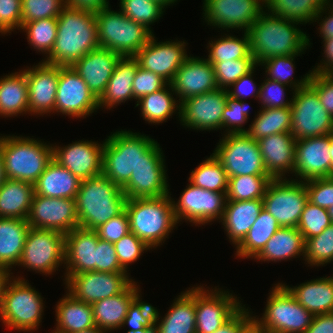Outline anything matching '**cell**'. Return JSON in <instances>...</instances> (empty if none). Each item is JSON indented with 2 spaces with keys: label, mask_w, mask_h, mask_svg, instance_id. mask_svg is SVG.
I'll return each mask as SVG.
<instances>
[{
  "label": "cell",
  "mask_w": 333,
  "mask_h": 333,
  "mask_svg": "<svg viewBox=\"0 0 333 333\" xmlns=\"http://www.w3.org/2000/svg\"><path fill=\"white\" fill-rule=\"evenodd\" d=\"M98 47L100 45L95 12L66 6L57 17L54 47L43 62L71 66Z\"/></svg>",
  "instance_id": "cell-1"
},
{
  "label": "cell",
  "mask_w": 333,
  "mask_h": 333,
  "mask_svg": "<svg viewBox=\"0 0 333 333\" xmlns=\"http://www.w3.org/2000/svg\"><path fill=\"white\" fill-rule=\"evenodd\" d=\"M298 24L264 10L246 31L255 63L259 66L271 57L303 54L312 43L306 32L297 27Z\"/></svg>",
  "instance_id": "cell-2"
},
{
  "label": "cell",
  "mask_w": 333,
  "mask_h": 333,
  "mask_svg": "<svg viewBox=\"0 0 333 333\" xmlns=\"http://www.w3.org/2000/svg\"><path fill=\"white\" fill-rule=\"evenodd\" d=\"M122 188L103 174L81 180L76 195L79 227L96 230L125 209Z\"/></svg>",
  "instance_id": "cell-3"
},
{
  "label": "cell",
  "mask_w": 333,
  "mask_h": 333,
  "mask_svg": "<svg viewBox=\"0 0 333 333\" xmlns=\"http://www.w3.org/2000/svg\"><path fill=\"white\" fill-rule=\"evenodd\" d=\"M130 232L141 239L151 250L163 245L178 224L171 196L126 199Z\"/></svg>",
  "instance_id": "cell-4"
},
{
  "label": "cell",
  "mask_w": 333,
  "mask_h": 333,
  "mask_svg": "<svg viewBox=\"0 0 333 333\" xmlns=\"http://www.w3.org/2000/svg\"><path fill=\"white\" fill-rule=\"evenodd\" d=\"M52 145L30 137L0 136L6 179L34 184L53 159Z\"/></svg>",
  "instance_id": "cell-5"
},
{
  "label": "cell",
  "mask_w": 333,
  "mask_h": 333,
  "mask_svg": "<svg viewBox=\"0 0 333 333\" xmlns=\"http://www.w3.org/2000/svg\"><path fill=\"white\" fill-rule=\"evenodd\" d=\"M145 134L122 130L104 140L102 174L123 188L139 165L142 155L155 143Z\"/></svg>",
  "instance_id": "cell-6"
},
{
  "label": "cell",
  "mask_w": 333,
  "mask_h": 333,
  "mask_svg": "<svg viewBox=\"0 0 333 333\" xmlns=\"http://www.w3.org/2000/svg\"><path fill=\"white\" fill-rule=\"evenodd\" d=\"M110 7L95 12L99 45L121 57H134L149 42L153 32Z\"/></svg>",
  "instance_id": "cell-7"
},
{
  "label": "cell",
  "mask_w": 333,
  "mask_h": 333,
  "mask_svg": "<svg viewBox=\"0 0 333 333\" xmlns=\"http://www.w3.org/2000/svg\"><path fill=\"white\" fill-rule=\"evenodd\" d=\"M41 294L26 279L14 277L8 282L2 304L0 319L8 329L30 332L39 329L44 313Z\"/></svg>",
  "instance_id": "cell-8"
},
{
  "label": "cell",
  "mask_w": 333,
  "mask_h": 333,
  "mask_svg": "<svg viewBox=\"0 0 333 333\" xmlns=\"http://www.w3.org/2000/svg\"><path fill=\"white\" fill-rule=\"evenodd\" d=\"M267 299L262 318H253L269 333H304L311 325L314 315L282 283L272 287Z\"/></svg>",
  "instance_id": "cell-9"
},
{
  "label": "cell",
  "mask_w": 333,
  "mask_h": 333,
  "mask_svg": "<svg viewBox=\"0 0 333 333\" xmlns=\"http://www.w3.org/2000/svg\"><path fill=\"white\" fill-rule=\"evenodd\" d=\"M290 133L296 140L333 133V117L319 101L317 92L307 84L292 92Z\"/></svg>",
  "instance_id": "cell-10"
},
{
  "label": "cell",
  "mask_w": 333,
  "mask_h": 333,
  "mask_svg": "<svg viewBox=\"0 0 333 333\" xmlns=\"http://www.w3.org/2000/svg\"><path fill=\"white\" fill-rule=\"evenodd\" d=\"M65 261V234L56 230L29 229L18 266L36 273L54 274Z\"/></svg>",
  "instance_id": "cell-11"
},
{
  "label": "cell",
  "mask_w": 333,
  "mask_h": 333,
  "mask_svg": "<svg viewBox=\"0 0 333 333\" xmlns=\"http://www.w3.org/2000/svg\"><path fill=\"white\" fill-rule=\"evenodd\" d=\"M213 152L222 163L228 177L269 176L257 141L247 133L224 134Z\"/></svg>",
  "instance_id": "cell-12"
},
{
  "label": "cell",
  "mask_w": 333,
  "mask_h": 333,
  "mask_svg": "<svg viewBox=\"0 0 333 333\" xmlns=\"http://www.w3.org/2000/svg\"><path fill=\"white\" fill-rule=\"evenodd\" d=\"M308 201L305 182L298 179H273L263 196V208L281 227L297 228Z\"/></svg>",
  "instance_id": "cell-13"
},
{
  "label": "cell",
  "mask_w": 333,
  "mask_h": 333,
  "mask_svg": "<svg viewBox=\"0 0 333 333\" xmlns=\"http://www.w3.org/2000/svg\"><path fill=\"white\" fill-rule=\"evenodd\" d=\"M156 141L143 155L132 172L129 182L122 188L127 199L154 198L170 194L165 157Z\"/></svg>",
  "instance_id": "cell-14"
},
{
  "label": "cell",
  "mask_w": 333,
  "mask_h": 333,
  "mask_svg": "<svg viewBox=\"0 0 333 333\" xmlns=\"http://www.w3.org/2000/svg\"><path fill=\"white\" fill-rule=\"evenodd\" d=\"M64 275L66 291L76 300L91 305L122 293L134 281L129 278L128 272L90 271Z\"/></svg>",
  "instance_id": "cell-15"
},
{
  "label": "cell",
  "mask_w": 333,
  "mask_h": 333,
  "mask_svg": "<svg viewBox=\"0 0 333 333\" xmlns=\"http://www.w3.org/2000/svg\"><path fill=\"white\" fill-rule=\"evenodd\" d=\"M186 187L177 202L172 199L178 223L184 219L201 226L215 220L221 221L227 201L226 193L206 190L192 183Z\"/></svg>",
  "instance_id": "cell-16"
},
{
  "label": "cell",
  "mask_w": 333,
  "mask_h": 333,
  "mask_svg": "<svg viewBox=\"0 0 333 333\" xmlns=\"http://www.w3.org/2000/svg\"><path fill=\"white\" fill-rule=\"evenodd\" d=\"M213 289L195 287L196 333H213L243 306L230 291Z\"/></svg>",
  "instance_id": "cell-17"
},
{
  "label": "cell",
  "mask_w": 333,
  "mask_h": 333,
  "mask_svg": "<svg viewBox=\"0 0 333 333\" xmlns=\"http://www.w3.org/2000/svg\"><path fill=\"white\" fill-rule=\"evenodd\" d=\"M262 0H203V18L220 30L247 31L265 10Z\"/></svg>",
  "instance_id": "cell-18"
},
{
  "label": "cell",
  "mask_w": 333,
  "mask_h": 333,
  "mask_svg": "<svg viewBox=\"0 0 333 333\" xmlns=\"http://www.w3.org/2000/svg\"><path fill=\"white\" fill-rule=\"evenodd\" d=\"M99 109L98 99L71 66H59L55 112L86 118Z\"/></svg>",
  "instance_id": "cell-19"
},
{
  "label": "cell",
  "mask_w": 333,
  "mask_h": 333,
  "mask_svg": "<svg viewBox=\"0 0 333 333\" xmlns=\"http://www.w3.org/2000/svg\"><path fill=\"white\" fill-rule=\"evenodd\" d=\"M27 221L31 228L56 230L67 234L79 227L76 201L34 194Z\"/></svg>",
  "instance_id": "cell-20"
},
{
  "label": "cell",
  "mask_w": 333,
  "mask_h": 333,
  "mask_svg": "<svg viewBox=\"0 0 333 333\" xmlns=\"http://www.w3.org/2000/svg\"><path fill=\"white\" fill-rule=\"evenodd\" d=\"M228 92L216 89L180 102V124L199 131L221 130Z\"/></svg>",
  "instance_id": "cell-21"
},
{
  "label": "cell",
  "mask_w": 333,
  "mask_h": 333,
  "mask_svg": "<svg viewBox=\"0 0 333 333\" xmlns=\"http://www.w3.org/2000/svg\"><path fill=\"white\" fill-rule=\"evenodd\" d=\"M154 34L149 42L134 56L139 67L160 75L170 83L177 70L189 57L186 51L187 42H157Z\"/></svg>",
  "instance_id": "cell-22"
},
{
  "label": "cell",
  "mask_w": 333,
  "mask_h": 333,
  "mask_svg": "<svg viewBox=\"0 0 333 333\" xmlns=\"http://www.w3.org/2000/svg\"><path fill=\"white\" fill-rule=\"evenodd\" d=\"M330 140L331 134L296 140L293 175L298 181L331 177Z\"/></svg>",
  "instance_id": "cell-23"
},
{
  "label": "cell",
  "mask_w": 333,
  "mask_h": 333,
  "mask_svg": "<svg viewBox=\"0 0 333 333\" xmlns=\"http://www.w3.org/2000/svg\"><path fill=\"white\" fill-rule=\"evenodd\" d=\"M53 159L80 180L102 174L104 142L79 140L65 147L52 145Z\"/></svg>",
  "instance_id": "cell-24"
},
{
  "label": "cell",
  "mask_w": 333,
  "mask_h": 333,
  "mask_svg": "<svg viewBox=\"0 0 333 333\" xmlns=\"http://www.w3.org/2000/svg\"><path fill=\"white\" fill-rule=\"evenodd\" d=\"M29 95V113L41 115L55 112V101L59 79V66L43 61L26 69ZM43 114V115H42Z\"/></svg>",
  "instance_id": "cell-25"
},
{
  "label": "cell",
  "mask_w": 333,
  "mask_h": 333,
  "mask_svg": "<svg viewBox=\"0 0 333 333\" xmlns=\"http://www.w3.org/2000/svg\"><path fill=\"white\" fill-rule=\"evenodd\" d=\"M178 101L218 89L213 65L206 58L189 56L170 82Z\"/></svg>",
  "instance_id": "cell-26"
},
{
  "label": "cell",
  "mask_w": 333,
  "mask_h": 333,
  "mask_svg": "<svg viewBox=\"0 0 333 333\" xmlns=\"http://www.w3.org/2000/svg\"><path fill=\"white\" fill-rule=\"evenodd\" d=\"M120 58L121 56L112 50L98 47L74 62L71 67L83 78L90 91L99 99L104 93Z\"/></svg>",
  "instance_id": "cell-27"
},
{
  "label": "cell",
  "mask_w": 333,
  "mask_h": 333,
  "mask_svg": "<svg viewBox=\"0 0 333 333\" xmlns=\"http://www.w3.org/2000/svg\"><path fill=\"white\" fill-rule=\"evenodd\" d=\"M262 161L272 179H287L293 174L296 139L291 133H277L257 141Z\"/></svg>",
  "instance_id": "cell-28"
},
{
  "label": "cell",
  "mask_w": 333,
  "mask_h": 333,
  "mask_svg": "<svg viewBox=\"0 0 333 333\" xmlns=\"http://www.w3.org/2000/svg\"><path fill=\"white\" fill-rule=\"evenodd\" d=\"M98 244L96 230L76 227L65 234L64 274L95 271V248Z\"/></svg>",
  "instance_id": "cell-29"
},
{
  "label": "cell",
  "mask_w": 333,
  "mask_h": 333,
  "mask_svg": "<svg viewBox=\"0 0 333 333\" xmlns=\"http://www.w3.org/2000/svg\"><path fill=\"white\" fill-rule=\"evenodd\" d=\"M135 282L133 281L122 293L92 304L93 319L98 329L104 332L121 329L129 306L141 295Z\"/></svg>",
  "instance_id": "cell-30"
},
{
  "label": "cell",
  "mask_w": 333,
  "mask_h": 333,
  "mask_svg": "<svg viewBox=\"0 0 333 333\" xmlns=\"http://www.w3.org/2000/svg\"><path fill=\"white\" fill-rule=\"evenodd\" d=\"M262 209L263 199L226 201L220 222L227 233L226 236L234 246L244 239Z\"/></svg>",
  "instance_id": "cell-31"
},
{
  "label": "cell",
  "mask_w": 333,
  "mask_h": 333,
  "mask_svg": "<svg viewBox=\"0 0 333 333\" xmlns=\"http://www.w3.org/2000/svg\"><path fill=\"white\" fill-rule=\"evenodd\" d=\"M282 285L313 315L333 312V276L320 277L294 287Z\"/></svg>",
  "instance_id": "cell-32"
},
{
  "label": "cell",
  "mask_w": 333,
  "mask_h": 333,
  "mask_svg": "<svg viewBox=\"0 0 333 333\" xmlns=\"http://www.w3.org/2000/svg\"><path fill=\"white\" fill-rule=\"evenodd\" d=\"M159 315L157 310L155 326L158 333H196L195 287L178 295L165 317Z\"/></svg>",
  "instance_id": "cell-33"
},
{
  "label": "cell",
  "mask_w": 333,
  "mask_h": 333,
  "mask_svg": "<svg viewBox=\"0 0 333 333\" xmlns=\"http://www.w3.org/2000/svg\"><path fill=\"white\" fill-rule=\"evenodd\" d=\"M80 183L81 180L78 177L52 159L33 184L34 194L51 198L75 199Z\"/></svg>",
  "instance_id": "cell-34"
},
{
  "label": "cell",
  "mask_w": 333,
  "mask_h": 333,
  "mask_svg": "<svg viewBox=\"0 0 333 333\" xmlns=\"http://www.w3.org/2000/svg\"><path fill=\"white\" fill-rule=\"evenodd\" d=\"M138 66L134 57L120 58L104 93L98 99L99 108L111 109L129 99L133 100L132 85Z\"/></svg>",
  "instance_id": "cell-35"
},
{
  "label": "cell",
  "mask_w": 333,
  "mask_h": 333,
  "mask_svg": "<svg viewBox=\"0 0 333 333\" xmlns=\"http://www.w3.org/2000/svg\"><path fill=\"white\" fill-rule=\"evenodd\" d=\"M305 256V240L295 227H281L254 258L256 261L281 262L282 260ZM298 256V257H297Z\"/></svg>",
  "instance_id": "cell-36"
},
{
  "label": "cell",
  "mask_w": 333,
  "mask_h": 333,
  "mask_svg": "<svg viewBox=\"0 0 333 333\" xmlns=\"http://www.w3.org/2000/svg\"><path fill=\"white\" fill-rule=\"evenodd\" d=\"M29 95L26 69L0 78V116L29 114Z\"/></svg>",
  "instance_id": "cell-37"
},
{
  "label": "cell",
  "mask_w": 333,
  "mask_h": 333,
  "mask_svg": "<svg viewBox=\"0 0 333 333\" xmlns=\"http://www.w3.org/2000/svg\"><path fill=\"white\" fill-rule=\"evenodd\" d=\"M29 229L26 219L0 217V266L12 270L19 263Z\"/></svg>",
  "instance_id": "cell-38"
},
{
  "label": "cell",
  "mask_w": 333,
  "mask_h": 333,
  "mask_svg": "<svg viewBox=\"0 0 333 333\" xmlns=\"http://www.w3.org/2000/svg\"><path fill=\"white\" fill-rule=\"evenodd\" d=\"M56 304V328L61 333H74L96 327L91 304L76 300L66 292Z\"/></svg>",
  "instance_id": "cell-39"
},
{
  "label": "cell",
  "mask_w": 333,
  "mask_h": 333,
  "mask_svg": "<svg viewBox=\"0 0 333 333\" xmlns=\"http://www.w3.org/2000/svg\"><path fill=\"white\" fill-rule=\"evenodd\" d=\"M33 195V184L6 179L0 187V217L27 220Z\"/></svg>",
  "instance_id": "cell-40"
},
{
  "label": "cell",
  "mask_w": 333,
  "mask_h": 333,
  "mask_svg": "<svg viewBox=\"0 0 333 333\" xmlns=\"http://www.w3.org/2000/svg\"><path fill=\"white\" fill-rule=\"evenodd\" d=\"M173 92V93H172ZM175 91L170 83L157 92L142 96L137 100L135 107H139L143 119L148 123H163L178 111L180 117V102L174 98ZM175 112V113H174Z\"/></svg>",
  "instance_id": "cell-41"
},
{
  "label": "cell",
  "mask_w": 333,
  "mask_h": 333,
  "mask_svg": "<svg viewBox=\"0 0 333 333\" xmlns=\"http://www.w3.org/2000/svg\"><path fill=\"white\" fill-rule=\"evenodd\" d=\"M281 228L276 219L264 208L244 239L235 247L239 258H255L270 238Z\"/></svg>",
  "instance_id": "cell-42"
},
{
  "label": "cell",
  "mask_w": 333,
  "mask_h": 333,
  "mask_svg": "<svg viewBox=\"0 0 333 333\" xmlns=\"http://www.w3.org/2000/svg\"><path fill=\"white\" fill-rule=\"evenodd\" d=\"M247 129V134L258 141L277 133H290L291 107L260 109Z\"/></svg>",
  "instance_id": "cell-43"
},
{
  "label": "cell",
  "mask_w": 333,
  "mask_h": 333,
  "mask_svg": "<svg viewBox=\"0 0 333 333\" xmlns=\"http://www.w3.org/2000/svg\"><path fill=\"white\" fill-rule=\"evenodd\" d=\"M265 8L281 19L303 25L314 22L316 14L322 7L314 0H268Z\"/></svg>",
  "instance_id": "cell-44"
},
{
  "label": "cell",
  "mask_w": 333,
  "mask_h": 333,
  "mask_svg": "<svg viewBox=\"0 0 333 333\" xmlns=\"http://www.w3.org/2000/svg\"><path fill=\"white\" fill-rule=\"evenodd\" d=\"M189 182L193 185L213 192H227L229 177L222 163L212 153L191 171Z\"/></svg>",
  "instance_id": "cell-45"
},
{
  "label": "cell",
  "mask_w": 333,
  "mask_h": 333,
  "mask_svg": "<svg viewBox=\"0 0 333 333\" xmlns=\"http://www.w3.org/2000/svg\"><path fill=\"white\" fill-rule=\"evenodd\" d=\"M242 33L244 34L241 38L225 33V36L209 41L207 46L209 55L206 59L209 62H225L247 58L251 54L249 36L245 31Z\"/></svg>",
  "instance_id": "cell-46"
},
{
  "label": "cell",
  "mask_w": 333,
  "mask_h": 333,
  "mask_svg": "<svg viewBox=\"0 0 333 333\" xmlns=\"http://www.w3.org/2000/svg\"><path fill=\"white\" fill-rule=\"evenodd\" d=\"M301 54L275 56L262 61L259 66L265 68V75L267 79L278 81L279 83L289 86L292 91H296L299 88L305 87L309 83L311 71L301 77L300 80H294V68H295V57ZM294 62V63H293ZM293 79V80H292Z\"/></svg>",
  "instance_id": "cell-47"
},
{
  "label": "cell",
  "mask_w": 333,
  "mask_h": 333,
  "mask_svg": "<svg viewBox=\"0 0 333 333\" xmlns=\"http://www.w3.org/2000/svg\"><path fill=\"white\" fill-rule=\"evenodd\" d=\"M270 176L240 175L229 177L226 192L227 201H247L263 199Z\"/></svg>",
  "instance_id": "cell-48"
},
{
  "label": "cell",
  "mask_w": 333,
  "mask_h": 333,
  "mask_svg": "<svg viewBox=\"0 0 333 333\" xmlns=\"http://www.w3.org/2000/svg\"><path fill=\"white\" fill-rule=\"evenodd\" d=\"M30 46L47 56L51 53L57 37V18L38 19L22 24Z\"/></svg>",
  "instance_id": "cell-49"
},
{
  "label": "cell",
  "mask_w": 333,
  "mask_h": 333,
  "mask_svg": "<svg viewBox=\"0 0 333 333\" xmlns=\"http://www.w3.org/2000/svg\"><path fill=\"white\" fill-rule=\"evenodd\" d=\"M120 11L152 32L151 24L162 17L166 9L156 0H120Z\"/></svg>",
  "instance_id": "cell-50"
},
{
  "label": "cell",
  "mask_w": 333,
  "mask_h": 333,
  "mask_svg": "<svg viewBox=\"0 0 333 333\" xmlns=\"http://www.w3.org/2000/svg\"><path fill=\"white\" fill-rule=\"evenodd\" d=\"M304 260L308 266H323L333 262V223L305 241Z\"/></svg>",
  "instance_id": "cell-51"
},
{
  "label": "cell",
  "mask_w": 333,
  "mask_h": 333,
  "mask_svg": "<svg viewBox=\"0 0 333 333\" xmlns=\"http://www.w3.org/2000/svg\"><path fill=\"white\" fill-rule=\"evenodd\" d=\"M210 63L213 65L218 88L226 90L257 65L251 54L247 58Z\"/></svg>",
  "instance_id": "cell-52"
},
{
  "label": "cell",
  "mask_w": 333,
  "mask_h": 333,
  "mask_svg": "<svg viewBox=\"0 0 333 333\" xmlns=\"http://www.w3.org/2000/svg\"><path fill=\"white\" fill-rule=\"evenodd\" d=\"M332 224L328 209L319 207L307 201L297 229L303 235L304 240L316 236Z\"/></svg>",
  "instance_id": "cell-53"
},
{
  "label": "cell",
  "mask_w": 333,
  "mask_h": 333,
  "mask_svg": "<svg viewBox=\"0 0 333 333\" xmlns=\"http://www.w3.org/2000/svg\"><path fill=\"white\" fill-rule=\"evenodd\" d=\"M245 102L246 100L241 101L227 96L221 127V130L225 129V134L247 133V130L242 128L249 119V107Z\"/></svg>",
  "instance_id": "cell-54"
},
{
  "label": "cell",
  "mask_w": 333,
  "mask_h": 333,
  "mask_svg": "<svg viewBox=\"0 0 333 333\" xmlns=\"http://www.w3.org/2000/svg\"><path fill=\"white\" fill-rule=\"evenodd\" d=\"M66 0H22L21 25L38 19L57 18Z\"/></svg>",
  "instance_id": "cell-55"
},
{
  "label": "cell",
  "mask_w": 333,
  "mask_h": 333,
  "mask_svg": "<svg viewBox=\"0 0 333 333\" xmlns=\"http://www.w3.org/2000/svg\"><path fill=\"white\" fill-rule=\"evenodd\" d=\"M142 296H138L129 306L127 315L124 318L122 327L129 325V330L151 328L155 325L157 309L150 303L142 301Z\"/></svg>",
  "instance_id": "cell-56"
},
{
  "label": "cell",
  "mask_w": 333,
  "mask_h": 333,
  "mask_svg": "<svg viewBox=\"0 0 333 333\" xmlns=\"http://www.w3.org/2000/svg\"><path fill=\"white\" fill-rule=\"evenodd\" d=\"M118 261L121 267L126 271L129 264L134 263L142 256L144 251L150 248L132 232L127 233L119 241L114 243Z\"/></svg>",
  "instance_id": "cell-57"
},
{
  "label": "cell",
  "mask_w": 333,
  "mask_h": 333,
  "mask_svg": "<svg viewBox=\"0 0 333 333\" xmlns=\"http://www.w3.org/2000/svg\"><path fill=\"white\" fill-rule=\"evenodd\" d=\"M259 87L258 100L262 103L261 109L291 107L292 98L289 101L284 98L286 95L285 87H288L285 84L265 78Z\"/></svg>",
  "instance_id": "cell-58"
},
{
  "label": "cell",
  "mask_w": 333,
  "mask_h": 333,
  "mask_svg": "<svg viewBox=\"0 0 333 333\" xmlns=\"http://www.w3.org/2000/svg\"><path fill=\"white\" fill-rule=\"evenodd\" d=\"M304 182L309 202L324 209L333 206V177L316 178Z\"/></svg>",
  "instance_id": "cell-59"
},
{
  "label": "cell",
  "mask_w": 333,
  "mask_h": 333,
  "mask_svg": "<svg viewBox=\"0 0 333 333\" xmlns=\"http://www.w3.org/2000/svg\"><path fill=\"white\" fill-rule=\"evenodd\" d=\"M168 82L154 72L137 67L133 80V99L138 100L144 95L157 92L164 88Z\"/></svg>",
  "instance_id": "cell-60"
},
{
  "label": "cell",
  "mask_w": 333,
  "mask_h": 333,
  "mask_svg": "<svg viewBox=\"0 0 333 333\" xmlns=\"http://www.w3.org/2000/svg\"><path fill=\"white\" fill-rule=\"evenodd\" d=\"M95 271L100 272H126L120 265L113 243L100 239L95 248Z\"/></svg>",
  "instance_id": "cell-61"
},
{
  "label": "cell",
  "mask_w": 333,
  "mask_h": 333,
  "mask_svg": "<svg viewBox=\"0 0 333 333\" xmlns=\"http://www.w3.org/2000/svg\"><path fill=\"white\" fill-rule=\"evenodd\" d=\"M22 0H0V33L21 30Z\"/></svg>",
  "instance_id": "cell-62"
},
{
  "label": "cell",
  "mask_w": 333,
  "mask_h": 333,
  "mask_svg": "<svg viewBox=\"0 0 333 333\" xmlns=\"http://www.w3.org/2000/svg\"><path fill=\"white\" fill-rule=\"evenodd\" d=\"M98 237L105 241L115 243L130 232L129 216L124 209L120 214L112 217L96 229Z\"/></svg>",
  "instance_id": "cell-63"
},
{
  "label": "cell",
  "mask_w": 333,
  "mask_h": 333,
  "mask_svg": "<svg viewBox=\"0 0 333 333\" xmlns=\"http://www.w3.org/2000/svg\"><path fill=\"white\" fill-rule=\"evenodd\" d=\"M308 84L317 92L320 103L333 117V82L322 73H311Z\"/></svg>",
  "instance_id": "cell-64"
},
{
  "label": "cell",
  "mask_w": 333,
  "mask_h": 333,
  "mask_svg": "<svg viewBox=\"0 0 333 333\" xmlns=\"http://www.w3.org/2000/svg\"><path fill=\"white\" fill-rule=\"evenodd\" d=\"M258 67L256 65L250 72L246 75H243L240 79L234 82L230 87L227 89L228 96L233 99L244 101L246 97L253 96L255 99L259 98V91L260 87L256 88L257 85L253 80L254 71Z\"/></svg>",
  "instance_id": "cell-65"
},
{
  "label": "cell",
  "mask_w": 333,
  "mask_h": 333,
  "mask_svg": "<svg viewBox=\"0 0 333 333\" xmlns=\"http://www.w3.org/2000/svg\"><path fill=\"white\" fill-rule=\"evenodd\" d=\"M250 310L243 305L228 321L213 333H240L241 329L253 318Z\"/></svg>",
  "instance_id": "cell-66"
},
{
  "label": "cell",
  "mask_w": 333,
  "mask_h": 333,
  "mask_svg": "<svg viewBox=\"0 0 333 333\" xmlns=\"http://www.w3.org/2000/svg\"><path fill=\"white\" fill-rule=\"evenodd\" d=\"M330 8V10H329ZM329 12H328V11ZM328 12V13H326ZM323 13L329 14L328 16H324L322 19ZM321 18V19H320ZM317 20V21H316ZM322 20V21H321ZM314 21L319 23L320 27H318L319 32H320V37L322 39H329L333 38V2L329 5L323 6L320 11L316 14ZM320 21V22H318Z\"/></svg>",
  "instance_id": "cell-67"
},
{
  "label": "cell",
  "mask_w": 333,
  "mask_h": 333,
  "mask_svg": "<svg viewBox=\"0 0 333 333\" xmlns=\"http://www.w3.org/2000/svg\"><path fill=\"white\" fill-rule=\"evenodd\" d=\"M304 333H333V312L314 315L311 325Z\"/></svg>",
  "instance_id": "cell-68"
},
{
  "label": "cell",
  "mask_w": 333,
  "mask_h": 333,
  "mask_svg": "<svg viewBox=\"0 0 333 333\" xmlns=\"http://www.w3.org/2000/svg\"><path fill=\"white\" fill-rule=\"evenodd\" d=\"M323 46H324V53L325 56L323 55L324 58H322L323 61H320L317 65V67L313 68L311 73H322L324 74L332 65H333V38L329 39H323Z\"/></svg>",
  "instance_id": "cell-69"
},
{
  "label": "cell",
  "mask_w": 333,
  "mask_h": 333,
  "mask_svg": "<svg viewBox=\"0 0 333 333\" xmlns=\"http://www.w3.org/2000/svg\"><path fill=\"white\" fill-rule=\"evenodd\" d=\"M66 5L76 9L96 12L109 7V0H66Z\"/></svg>",
  "instance_id": "cell-70"
},
{
  "label": "cell",
  "mask_w": 333,
  "mask_h": 333,
  "mask_svg": "<svg viewBox=\"0 0 333 333\" xmlns=\"http://www.w3.org/2000/svg\"><path fill=\"white\" fill-rule=\"evenodd\" d=\"M11 270L0 266V306L3 301L4 293L8 282L12 279Z\"/></svg>",
  "instance_id": "cell-71"
},
{
  "label": "cell",
  "mask_w": 333,
  "mask_h": 333,
  "mask_svg": "<svg viewBox=\"0 0 333 333\" xmlns=\"http://www.w3.org/2000/svg\"><path fill=\"white\" fill-rule=\"evenodd\" d=\"M240 333H269L254 318H252L240 331Z\"/></svg>",
  "instance_id": "cell-72"
},
{
  "label": "cell",
  "mask_w": 333,
  "mask_h": 333,
  "mask_svg": "<svg viewBox=\"0 0 333 333\" xmlns=\"http://www.w3.org/2000/svg\"><path fill=\"white\" fill-rule=\"evenodd\" d=\"M127 333H158L157 327L154 325L151 328H143V329H138V330H128Z\"/></svg>",
  "instance_id": "cell-73"
},
{
  "label": "cell",
  "mask_w": 333,
  "mask_h": 333,
  "mask_svg": "<svg viewBox=\"0 0 333 333\" xmlns=\"http://www.w3.org/2000/svg\"><path fill=\"white\" fill-rule=\"evenodd\" d=\"M5 180H6V176L4 173V161H3L2 153L0 151V187Z\"/></svg>",
  "instance_id": "cell-74"
},
{
  "label": "cell",
  "mask_w": 333,
  "mask_h": 333,
  "mask_svg": "<svg viewBox=\"0 0 333 333\" xmlns=\"http://www.w3.org/2000/svg\"><path fill=\"white\" fill-rule=\"evenodd\" d=\"M74 333H106V332L98 329L97 327H93V328H89V329H86V330L77 331V332H74Z\"/></svg>",
  "instance_id": "cell-75"
},
{
  "label": "cell",
  "mask_w": 333,
  "mask_h": 333,
  "mask_svg": "<svg viewBox=\"0 0 333 333\" xmlns=\"http://www.w3.org/2000/svg\"><path fill=\"white\" fill-rule=\"evenodd\" d=\"M329 152H330V156H331V177H333V133L331 134Z\"/></svg>",
  "instance_id": "cell-76"
},
{
  "label": "cell",
  "mask_w": 333,
  "mask_h": 333,
  "mask_svg": "<svg viewBox=\"0 0 333 333\" xmlns=\"http://www.w3.org/2000/svg\"><path fill=\"white\" fill-rule=\"evenodd\" d=\"M158 1L162 6H164L165 8H167L168 6L174 4L175 2H177L178 0H156Z\"/></svg>",
  "instance_id": "cell-77"
},
{
  "label": "cell",
  "mask_w": 333,
  "mask_h": 333,
  "mask_svg": "<svg viewBox=\"0 0 333 333\" xmlns=\"http://www.w3.org/2000/svg\"><path fill=\"white\" fill-rule=\"evenodd\" d=\"M324 75L333 82V65L324 73Z\"/></svg>",
  "instance_id": "cell-78"
},
{
  "label": "cell",
  "mask_w": 333,
  "mask_h": 333,
  "mask_svg": "<svg viewBox=\"0 0 333 333\" xmlns=\"http://www.w3.org/2000/svg\"><path fill=\"white\" fill-rule=\"evenodd\" d=\"M314 1H316L321 7H323L331 4L330 2H332L333 0H314Z\"/></svg>",
  "instance_id": "cell-79"
},
{
  "label": "cell",
  "mask_w": 333,
  "mask_h": 333,
  "mask_svg": "<svg viewBox=\"0 0 333 333\" xmlns=\"http://www.w3.org/2000/svg\"><path fill=\"white\" fill-rule=\"evenodd\" d=\"M328 214H329V216H330V218H331V221H332V223H333V206H331V207L328 209Z\"/></svg>",
  "instance_id": "cell-80"
}]
</instances>
